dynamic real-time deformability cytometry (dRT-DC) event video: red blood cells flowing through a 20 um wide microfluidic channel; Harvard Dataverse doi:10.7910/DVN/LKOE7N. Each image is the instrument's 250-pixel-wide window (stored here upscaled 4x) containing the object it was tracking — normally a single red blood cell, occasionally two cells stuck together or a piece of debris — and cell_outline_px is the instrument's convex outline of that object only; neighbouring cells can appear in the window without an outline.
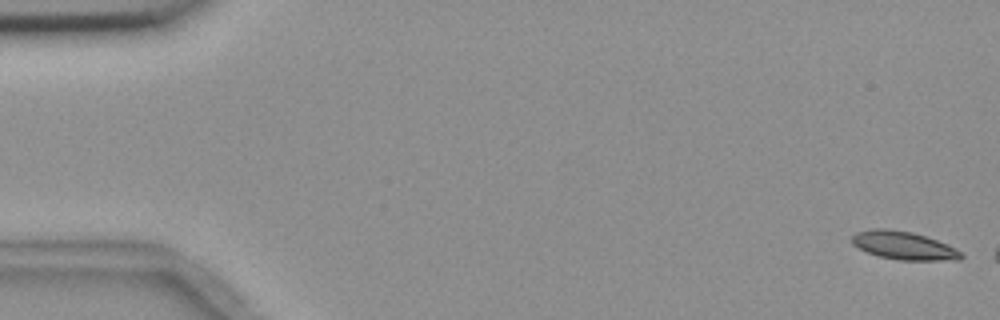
{"species": "common noctule bat (a hibernating species)", "species_latin": "Nyctalus noctula", "temperature_condition": "room temperature", "stored_images_in_passage": 3, "camera_frame_rate_fps": 3000, "um_per_image_px": 0.085, "animal": {"sex": "female", "body_mass_g": 18.4}, "frame": {"image": 1, "passage_image": 1, "time_ms": 0.0, "image_size_px": [1000, 320], "cell_outline_px": [[964, 256], [960, 260], [900, 260], [880, 256], [868, 252], [852, 244], [852, 236], [856, 232], [872, 228], [884, 228], [912, 232], [948, 244], [956, 248]], "centroid_in_image_um": [76.83, 20.86], "position_along_channel_um": 8.2, "area_um2": 17.8}}